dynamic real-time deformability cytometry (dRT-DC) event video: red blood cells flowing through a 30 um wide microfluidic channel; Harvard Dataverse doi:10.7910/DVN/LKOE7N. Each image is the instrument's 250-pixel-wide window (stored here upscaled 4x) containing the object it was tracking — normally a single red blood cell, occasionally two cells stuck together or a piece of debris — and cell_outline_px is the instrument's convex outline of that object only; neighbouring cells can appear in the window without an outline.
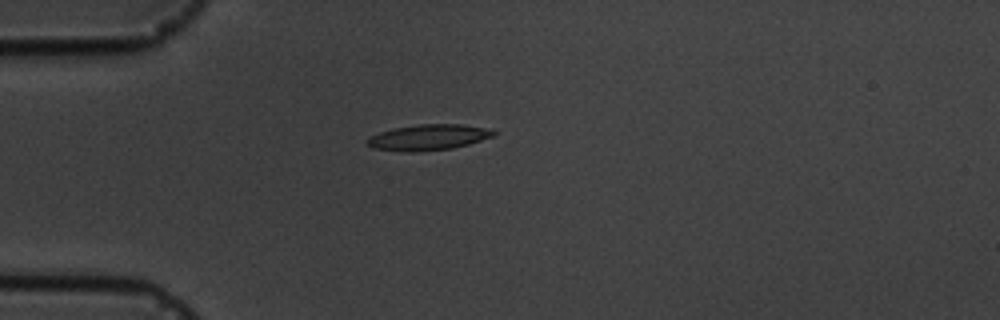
{"species": "common noctule bat (a hibernating species)", "species_latin": "Nyctalus noctula", "temperature_condition": "cold", "stored_images_in_passage": 1, "camera_frame_rate_fps": 3000, "um_per_image_px": 0.085, "animal": {"sex": "male", "body_mass_g": 19.5, "forearm_length_mm": 54.6}, "frame": {"image": 1, "passage_image": 1, "time_ms": 0.0, "image_size_px": [1000, 320], "cell_outline_px": [[496, 136], [468, 144], [452, 148], [412, 152], [408, 152], [372, 148], [364, 144], [364, 140], [380, 132], [392, 128], [420, 124], [460, 124], [492, 128], [496, 132]], "centroid_in_image_um": [36.42, 11.66], "position_along_channel_um": 48.6, "area_um2": 19.19}}